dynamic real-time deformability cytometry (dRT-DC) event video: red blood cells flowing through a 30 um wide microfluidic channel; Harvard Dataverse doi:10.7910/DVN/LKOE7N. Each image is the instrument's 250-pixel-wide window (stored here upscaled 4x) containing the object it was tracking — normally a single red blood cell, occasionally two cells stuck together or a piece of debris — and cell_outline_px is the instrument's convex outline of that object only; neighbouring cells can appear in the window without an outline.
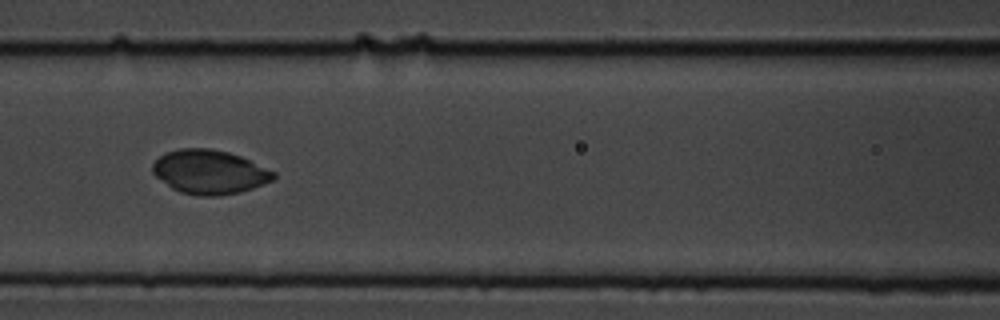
{"species": "common noctule bat (a hibernating species)", "species_latin": "Nyctalus noctula", "temperature_condition": "cold", "stored_images_in_passage": 11, "camera_frame_rate_fps": 3000, "um_per_image_px": 0.085, "animal": {"sex": "male", "body_mass_g": 19.5, "forearm_length_mm": 54.6}, "frame": {"image": 1, "passage_image": 7, "time_ms": 2.0, "image_size_px": [1000, 320], "cell_outline_px": [[276, 176], [272, 180], [252, 188], [240, 192], [216, 196], [200, 196], [180, 192], [172, 188], [156, 176], [152, 172], [152, 164], [160, 156], [168, 152], [180, 148], [212, 148], [228, 152], [240, 156], [276, 172]], "centroid_in_image_um": [17.8, 14.61], "position_along_channel_um": 148.8, "area_um2": 30.87}}
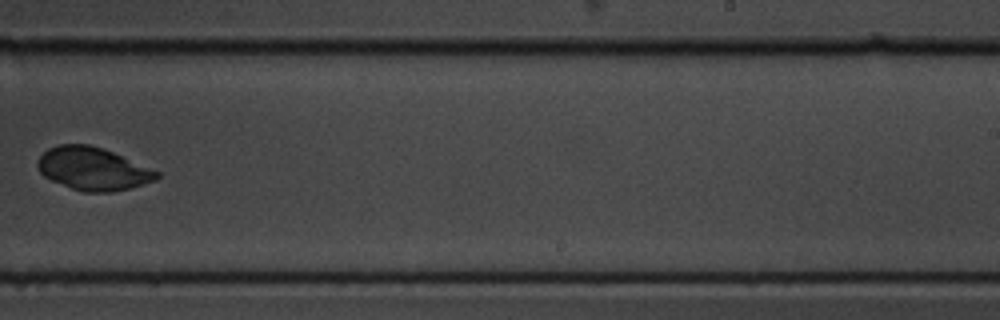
{"frame": {"image": 2, "passage_image": 10, "time_ms": 3.0, "image_size_px": [1000, 320], "cell_outline_px": [[160, 176], [156, 180], [132, 188], [112, 192], [84, 192], [72, 188], [52, 180], [44, 176], [40, 172], [36, 164], [40, 156], [48, 148], [60, 144], [88, 144], [104, 148], [160, 172]], "centroid_in_image_um": [7.92, 14.34], "position_along_channel_um": 281.1, "area_um2": 29.77}}
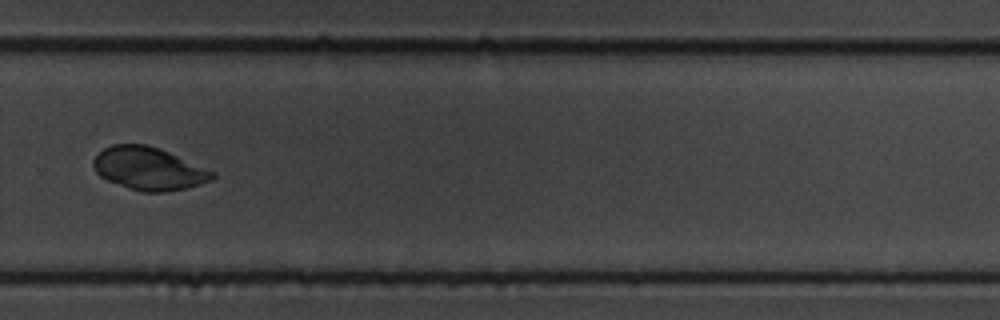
{"frame": {"image": 3, "passage_image": 11, "time_ms": 3.333, "image_size_px": [1000, 320], "cell_outline_px": [[216, 176], [212, 180], [188, 188], [164, 192], [140, 192], [128, 188], [108, 180], [100, 176], [92, 168], [92, 160], [104, 148], [112, 144], [144, 144], [168, 152], [216, 172]], "centroid_in_image_um": [12.64, 14.35], "position_along_channel_um": 317.2, "area_um2": 29.65}}